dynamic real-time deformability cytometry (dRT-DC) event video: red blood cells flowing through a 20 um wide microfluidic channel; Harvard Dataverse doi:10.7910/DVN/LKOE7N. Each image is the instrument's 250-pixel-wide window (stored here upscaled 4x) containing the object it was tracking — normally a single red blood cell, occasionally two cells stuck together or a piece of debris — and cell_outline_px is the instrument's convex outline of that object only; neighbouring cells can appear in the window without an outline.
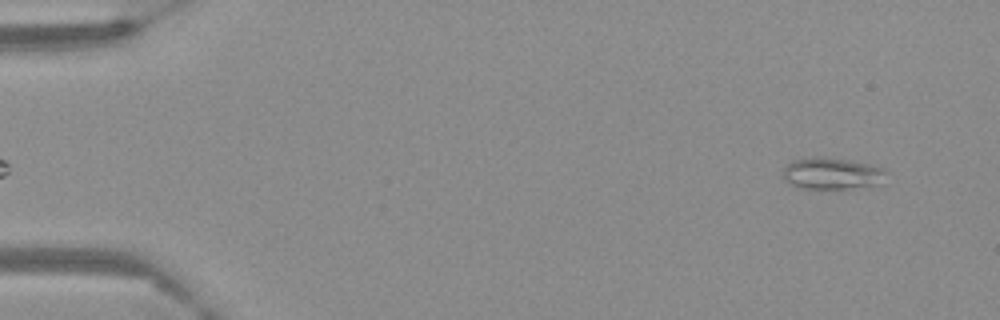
{"species": "Egyptian fruit bat (a non-hibernating species)", "species_latin": "Rousettus aegyptiacus", "temperature_condition": "warm", "stored_images_in_passage": 59, "camera_frame_rate_fps": 3000, "um_per_image_px": 0.085, "frame": {"image": 1, "passage_image": 4, "time_ms": 1.0, "image_size_px": [1000, 320], "cell_outline_px": [[888, 172], [876, 184], [848, 188], [800, 188], [784, 180], [784, 168], [792, 160], [816, 156], [820, 156], [852, 160], [884, 168]], "centroid_in_image_um": [70.68, 14.72], "position_along_channel_um": 14.3, "area_um2": 18.79}}
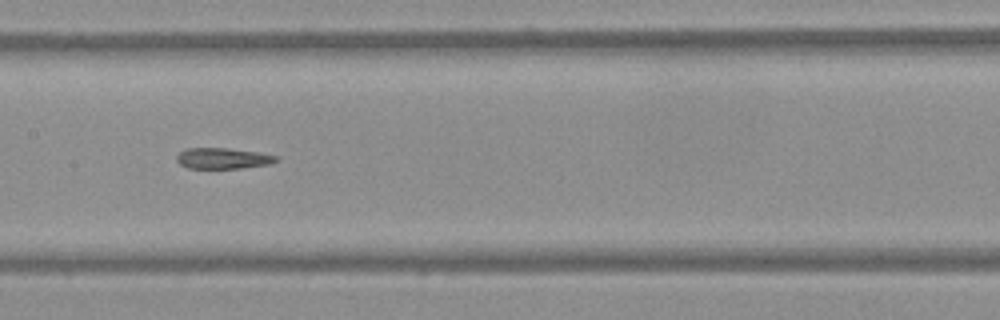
{"frame": {"image": 2, "passage_image": 30, "time_ms": 9.667, "image_size_px": [1000, 320], "cell_outline_px": [[280, 160], [268, 164], [240, 168], [188, 168], [180, 164], [176, 160], [176, 156], [180, 152], [188, 148], [228, 148], [260, 152], [280, 156]], "centroid_in_image_um": [18.99, 13.45], "position_along_channel_um": 188.4, "area_um2": 12.2}}
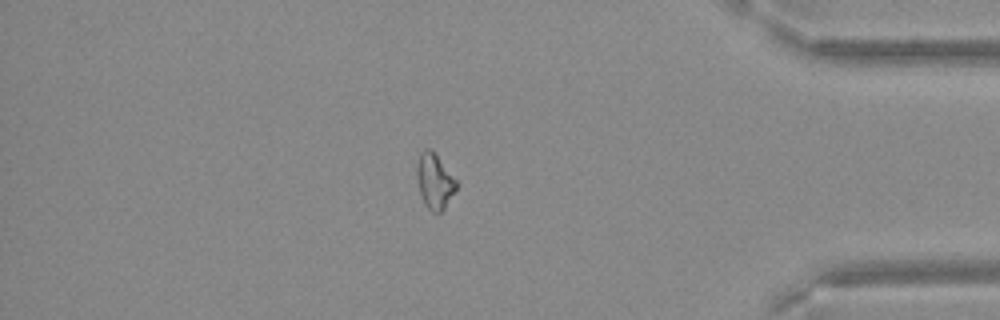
{"frame": {"image": 3, "passage_image": 51, "time_ms": 16.667, "image_size_px": [1000, 320], "cell_outline_px": [[460, 184], [444, 208], [440, 212], [432, 212], [424, 204], [420, 192], [416, 176], [416, 168], [420, 152], [424, 148], [432, 148]], "centroid_in_image_um": [36.95, 15.36], "position_along_channel_um": 398.2, "area_um2": 12.95}}